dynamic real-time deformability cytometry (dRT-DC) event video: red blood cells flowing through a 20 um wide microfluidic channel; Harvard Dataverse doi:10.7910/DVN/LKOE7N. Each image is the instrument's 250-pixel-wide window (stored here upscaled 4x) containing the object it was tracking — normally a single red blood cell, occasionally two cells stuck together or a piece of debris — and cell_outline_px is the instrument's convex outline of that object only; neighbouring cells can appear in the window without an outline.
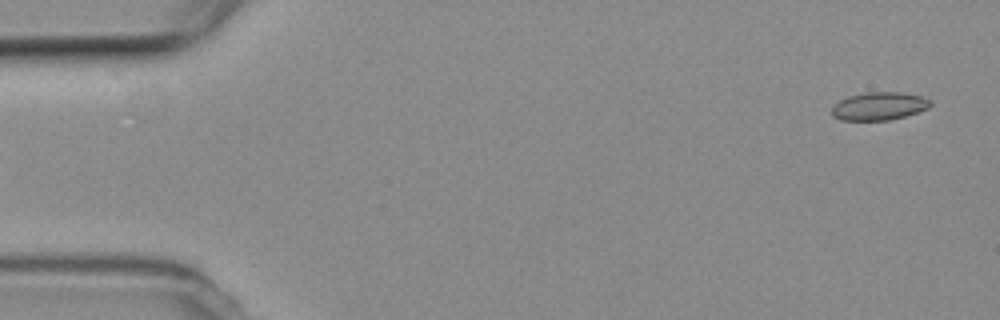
{"species": "common noctule bat (a hibernating species)", "species_latin": "Nyctalus noctula", "temperature_condition": "room temperature", "stored_images_in_passage": 6, "camera_frame_rate_fps": 3000, "um_per_image_px": 0.085, "animal": {"sex": "female", "body_mass_g": 19.3, "forearm_length_mm": 54.1}, "frame": {"image": 1, "passage_image": 6, "time_ms": 7.0, "image_size_px": [1000, 320], "cell_outline_px": [[932, 104], [928, 108], [904, 116], [888, 120], [840, 120], [832, 116], [832, 108], [840, 100], [848, 96], [864, 92], [904, 92], [920, 96], [932, 100]], "centroid_in_image_um": [74.72, 9.01], "position_along_channel_um": 10.3, "area_um2": 16.07}}